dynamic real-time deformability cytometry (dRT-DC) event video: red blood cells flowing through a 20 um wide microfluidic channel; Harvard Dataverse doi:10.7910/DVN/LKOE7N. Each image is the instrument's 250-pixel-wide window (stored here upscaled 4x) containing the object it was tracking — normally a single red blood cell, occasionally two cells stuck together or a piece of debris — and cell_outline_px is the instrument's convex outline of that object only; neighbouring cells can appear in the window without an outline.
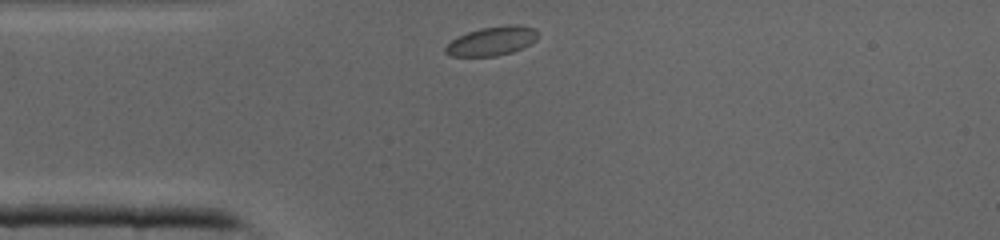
{"species": "common noctule bat (a hibernating species)", "species_latin": "Nyctalus noctula", "temperature_condition": "cold", "stored_images_in_passage": 25, "camera_frame_rate_fps": 3000, "um_per_image_px": 0.085, "animal": {"sex": "male", "body_mass_g": 19.0, "forearm_length_mm": 50.8}, "frame": {"image": 1, "passage_image": 1, "time_ms": 0.0, "image_size_px": [1000, 240], "cell_outline_px": [[536, 40], [512, 52], [496, 56], [452, 56], [444, 52], [444, 48], [452, 40], [468, 32], [480, 28], [508, 24], [520, 24], [536, 28]], "centroid_in_image_um": [41.81, 3.47], "position_along_channel_um": 43.2, "area_um2": 15.49}}
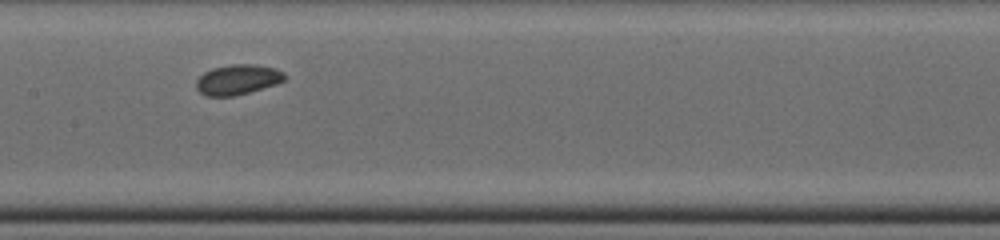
{"frame": {"image": 2, "passage_image": 11, "time_ms": 3.333, "image_size_px": [1000, 240], "cell_outline_px": [[288, 76], [284, 80], [276, 84], [248, 92], [232, 96], [204, 96], [196, 88], [196, 80], [204, 72], [212, 68], [232, 64], [256, 64], [276, 68], [284, 72]], "centroid_in_image_um": [20.21, 6.75], "position_along_channel_um": 187.2, "area_um2": 15.61}}
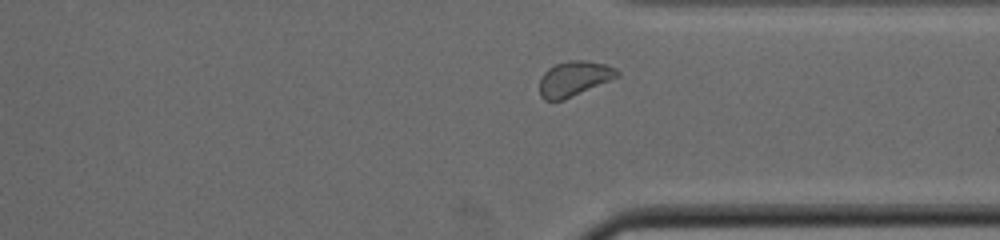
{"frame": {"image": 3, "passage_image": 22, "time_ms": 7.0, "image_size_px": [1000, 240], "cell_outline_px": [[620, 76], [564, 100], [544, 100], [540, 96], [540, 80], [544, 72], [548, 68], [556, 64], [568, 60], [584, 60], [604, 64], [616, 68], [620, 72]], "centroid_in_image_um": [48.8, 6.68], "position_along_channel_um": 362.6, "area_um2": 15.84}}